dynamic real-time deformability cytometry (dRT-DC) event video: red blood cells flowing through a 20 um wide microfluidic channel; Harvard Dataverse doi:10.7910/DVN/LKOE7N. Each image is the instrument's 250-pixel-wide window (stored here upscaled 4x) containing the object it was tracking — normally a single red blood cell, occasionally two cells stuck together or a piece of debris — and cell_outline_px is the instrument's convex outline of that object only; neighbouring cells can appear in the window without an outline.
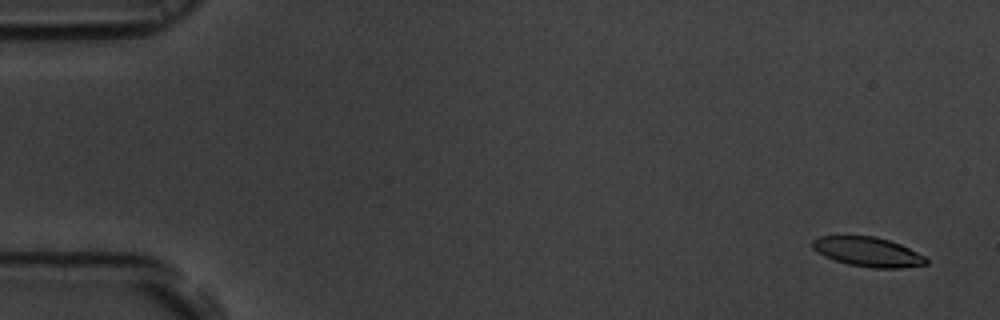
{"species": "common noctule bat (a hibernating species)", "species_latin": "Nyctalus noctula", "temperature_condition": "room temperature", "stored_images_in_passage": 56, "camera_frame_rate_fps": 3000, "um_per_image_px": 0.085, "animal": {"sex": "male", "body_mass_g": 19.5, "forearm_length_mm": 54.6}, "frame": {"image": 1, "passage_image": 3, "time_ms": 0.667, "image_size_px": [1000, 320], "cell_outline_px": [[928, 264], [900, 268], [872, 268], [848, 264], [824, 256], [812, 248], [812, 240], [820, 236], [876, 236], [900, 244], [924, 256], [928, 260]], "centroid_in_image_um": [73.76, 21.41], "position_along_channel_um": 11.2, "area_um2": 19.42}}
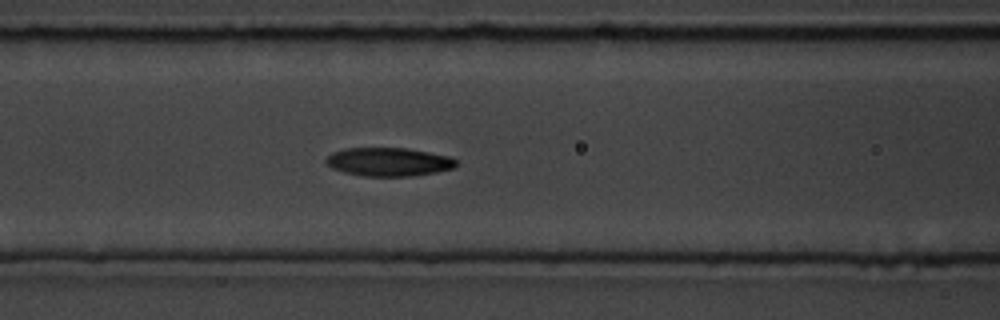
{"frame": {"image": 2, "passage_image": 24, "time_ms": 7.667, "image_size_px": [1000, 320], "cell_outline_px": [[456, 168], [436, 172], [412, 176], [364, 176], [344, 172], [332, 168], [324, 160], [332, 152], [344, 148], [404, 148], [428, 152], [448, 156], [456, 160]], "centroid_in_image_um": [33.03, 13.76], "position_along_channel_um": 133.6, "area_um2": 21.56}}
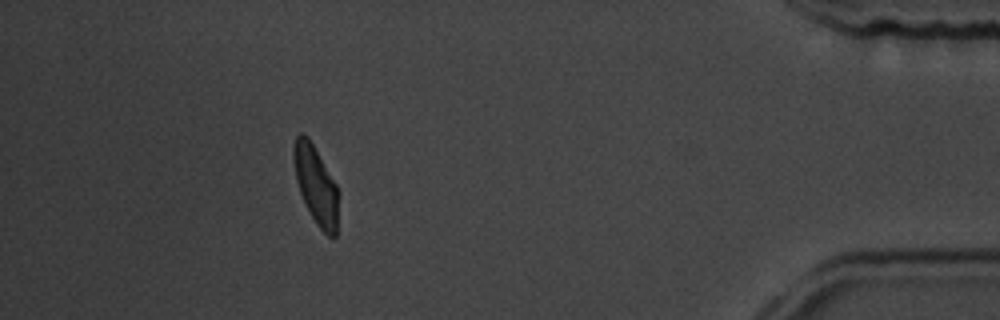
{"frame": {"image": 3, "passage_image": 51, "time_ms": 16.667, "image_size_px": [1000, 320], "cell_outline_px": [[340, 192], [336, 236], [332, 240], [316, 224], [300, 192], [296, 180], [292, 160], [292, 148], [296, 136], [300, 132], [304, 132], [308, 136], [336, 184]], "centroid_in_image_um": [26.86, 15.72], "position_along_channel_um": 408.3, "area_um2": 20.75}, "authors_computed_cell_mechanics": {"area_um2": 21.1259, "velocity_mm_per_s": 3.6482, "shape_relaxation_time_tau1_ms": 5.0743, "shape_relaxation_time_tau2_ms": 2.2048, "deformation_change_tau1": 0.1425, "deformation_change_tau2": 0.0635}}